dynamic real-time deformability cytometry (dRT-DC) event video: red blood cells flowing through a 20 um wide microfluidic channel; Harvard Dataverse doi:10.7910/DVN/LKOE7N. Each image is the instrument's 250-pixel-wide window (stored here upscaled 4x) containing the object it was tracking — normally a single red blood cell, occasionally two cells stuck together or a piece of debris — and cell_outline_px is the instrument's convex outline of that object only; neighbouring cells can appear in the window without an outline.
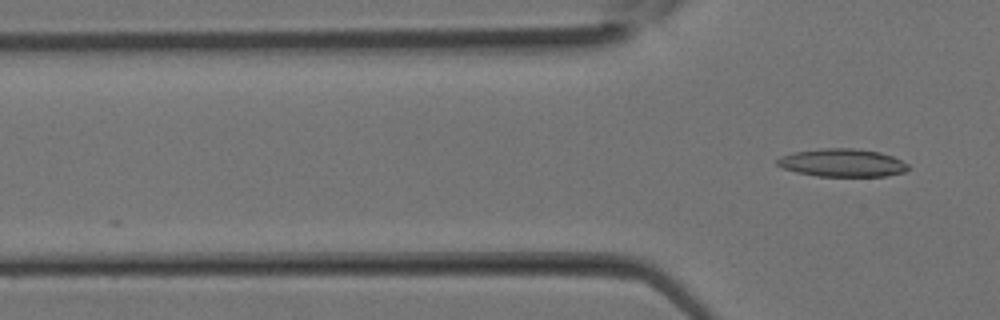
{"species": "Egyptian fruit bat (a non-hibernating species)", "species_latin": "Rousettus aegyptiacus", "temperature_condition": "room temperature", "stored_images_in_passage": 7, "camera_frame_rate_fps": 3000, "um_per_image_px": 0.085, "animal": {"sex": "female"}, "frame": {"image": 1, "passage_image": 7, "time_ms": 2.0, "image_size_px": [1000, 320], "cell_outline_px": [[908, 168], [904, 172], [884, 176], [816, 176], [796, 172], [784, 168], [776, 164], [776, 160], [780, 156], [792, 152], [820, 148], [852, 148], [880, 152], [892, 156], [908, 164]], "centroid_in_image_um": [71.55, 13.83], "position_along_channel_um": 54.2, "area_um2": 21.33}}